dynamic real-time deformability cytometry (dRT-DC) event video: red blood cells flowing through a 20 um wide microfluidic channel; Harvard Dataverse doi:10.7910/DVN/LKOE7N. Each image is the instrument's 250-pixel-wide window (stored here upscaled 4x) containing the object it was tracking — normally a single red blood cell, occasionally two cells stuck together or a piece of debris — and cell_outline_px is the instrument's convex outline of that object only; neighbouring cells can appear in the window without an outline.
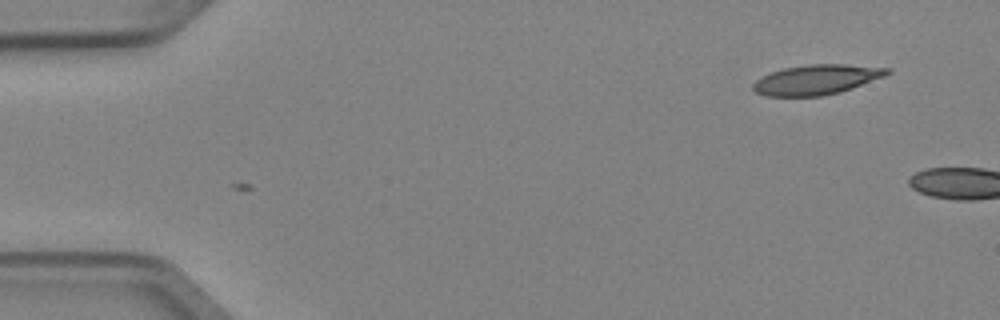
{"species": "Egyptian fruit bat (a non-hibernating species)", "species_latin": "Rousettus aegyptiacus", "temperature_condition": "cold", "stored_images_in_passage": 3, "camera_frame_rate_fps": 3000, "um_per_image_px": 0.085, "animal": {"sex": "female"}, "frame": {"image": 1, "passage_image": 3, "time_ms": 0.667, "image_size_px": [1000, 320], "cell_outline_px": [[892, 72], [884, 76], [852, 88], [840, 92], [820, 96], [764, 96], [756, 92], [752, 88], [752, 84], [756, 80], [772, 72], [784, 68], [808, 64], [844, 64], [892, 68]], "centroid_in_image_um": [69.42, 6.76], "position_along_channel_um": 15.6, "area_um2": 23.29}}